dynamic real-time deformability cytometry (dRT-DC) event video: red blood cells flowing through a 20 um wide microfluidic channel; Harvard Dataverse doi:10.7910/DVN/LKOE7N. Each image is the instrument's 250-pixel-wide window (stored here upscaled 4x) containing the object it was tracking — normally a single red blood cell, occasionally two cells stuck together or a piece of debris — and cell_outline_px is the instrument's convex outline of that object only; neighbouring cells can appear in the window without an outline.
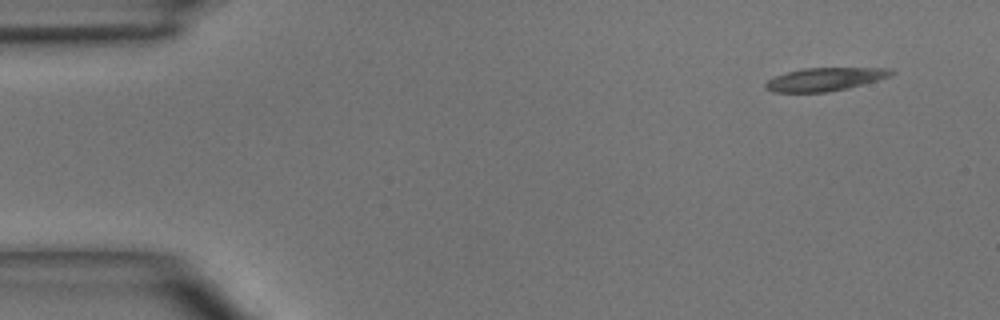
{"species": "common noctule bat (a hibernating species)", "species_latin": "Nyctalus noctula", "temperature_condition": "room temperature", "stored_images_in_passage": 5, "camera_frame_rate_fps": 3000, "um_per_image_px": 0.085, "animal": {"sex": "male", "body_mass_g": 15.6}, "frame": {"image": 1, "passage_image": 1, "time_ms": 0.0, "image_size_px": [1000, 320], "cell_outline_px": [[896, 72], [888, 76], [876, 80], [844, 88], [824, 92], [772, 92], [764, 88], [764, 84], [768, 80], [776, 76], [788, 72], [804, 68], [892, 68]], "centroid_in_image_um": [70.07, 6.73], "position_along_channel_um": 14.9, "area_um2": 16.59}}
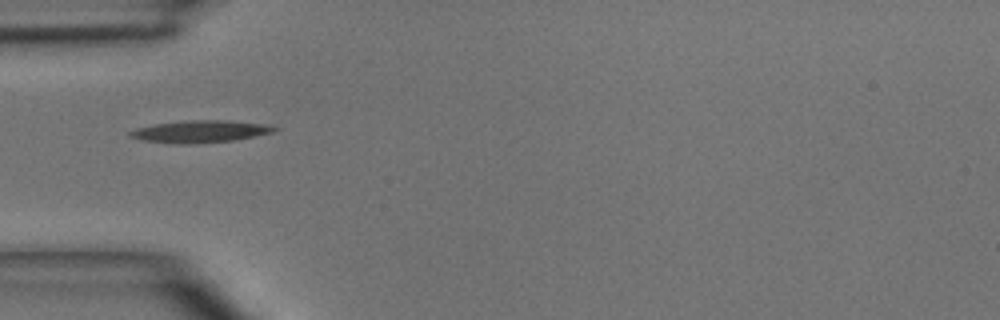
{"frame": {"image": 2, "passage_image": 4, "time_ms": 3.667, "image_size_px": [1000, 320], "cell_outline_px": [[280, 128], [272, 132], [232, 140], [196, 144], [176, 144], [144, 140], [128, 136], [128, 132], [136, 128], [156, 124], [184, 120], [228, 120], [260, 124]], "centroid_in_image_um": [16.95, 11.18], "position_along_channel_um": 68.1, "area_um2": 18.38}}